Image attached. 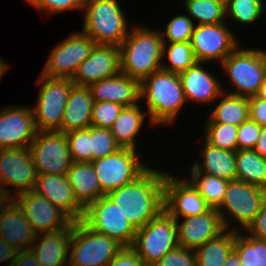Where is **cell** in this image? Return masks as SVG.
Listing matches in <instances>:
<instances>
[{
    "label": "cell",
    "instance_id": "39",
    "mask_svg": "<svg viewBox=\"0 0 266 266\" xmlns=\"http://www.w3.org/2000/svg\"><path fill=\"white\" fill-rule=\"evenodd\" d=\"M165 24V29L161 31L163 43H182L191 39L195 24L185 13L178 14ZM168 41V42H167Z\"/></svg>",
    "mask_w": 266,
    "mask_h": 266
},
{
    "label": "cell",
    "instance_id": "52",
    "mask_svg": "<svg viewBox=\"0 0 266 266\" xmlns=\"http://www.w3.org/2000/svg\"><path fill=\"white\" fill-rule=\"evenodd\" d=\"M223 266H241L239 255L234 248L228 254Z\"/></svg>",
    "mask_w": 266,
    "mask_h": 266
},
{
    "label": "cell",
    "instance_id": "29",
    "mask_svg": "<svg viewBox=\"0 0 266 266\" xmlns=\"http://www.w3.org/2000/svg\"><path fill=\"white\" fill-rule=\"evenodd\" d=\"M67 178L75 198L84 208L101 197V186L91 162H73Z\"/></svg>",
    "mask_w": 266,
    "mask_h": 266
},
{
    "label": "cell",
    "instance_id": "11",
    "mask_svg": "<svg viewBox=\"0 0 266 266\" xmlns=\"http://www.w3.org/2000/svg\"><path fill=\"white\" fill-rule=\"evenodd\" d=\"M81 221L90 229L114 239L122 247H131L137 232L108 195L87 205Z\"/></svg>",
    "mask_w": 266,
    "mask_h": 266
},
{
    "label": "cell",
    "instance_id": "4",
    "mask_svg": "<svg viewBox=\"0 0 266 266\" xmlns=\"http://www.w3.org/2000/svg\"><path fill=\"white\" fill-rule=\"evenodd\" d=\"M120 0H84L82 31L97 45L120 46L130 33Z\"/></svg>",
    "mask_w": 266,
    "mask_h": 266
},
{
    "label": "cell",
    "instance_id": "22",
    "mask_svg": "<svg viewBox=\"0 0 266 266\" xmlns=\"http://www.w3.org/2000/svg\"><path fill=\"white\" fill-rule=\"evenodd\" d=\"M34 191L59 207L73 221L82 219L84 207L75 198L67 175H38Z\"/></svg>",
    "mask_w": 266,
    "mask_h": 266
},
{
    "label": "cell",
    "instance_id": "46",
    "mask_svg": "<svg viewBox=\"0 0 266 266\" xmlns=\"http://www.w3.org/2000/svg\"><path fill=\"white\" fill-rule=\"evenodd\" d=\"M244 232L255 239L266 241V202Z\"/></svg>",
    "mask_w": 266,
    "mask_h": 266
},
{
    "label": "cell",
    "instance_id": "58",
    "mask_svg": "<svg viewBox=\"0 0 266 266\" xmlns=\"http://www.w3.org/2000/svg\"><path fill=\"white\" fill-rule=\"evenodd\" d=\"M262 5H263V15H264V13L266 15V0H262Z\"/></svg>",
    "mask_w": 266,
    "mask_h": 266
},
{
    "label": "cell",
    "instance_id": "12",
    "mask_svg": "<svg viewBox=\"0 0 266 266\" xmlns=\"http://www.w3.org/2000/svg\"><path fill=\"white\" fill-rule=\"evenodd\" d=\"M37 175H67L73 161L62 131H37L29 146Z\"/></svg>",
    "mask_w": 266,
    "mask_h": 266
},
{
    "label": "cell",
    "instance_id": "45",
    "mask_svg": "<svg viewBox=\"0 0 266 266\" xmlns=\"http://www.w3.org/2000/svg\"><path fill=\"white\" fill-rule=\"evenodd\" d=\"M83 2L84 0H38L33 7L46 15H58L71 10L82 11Z\"/></svg>",
    "mask_w": 266,
    "mask_h": 266
},
{
    "label": "cell",
    "instance_id": "53",
    "mask_svg": "<svg viewBox=\"0 0 266 266\" xmlns=\"http://www.w3.org/2000/svg\"><path fill=\"white\" fill-rule=\"evenodd\" d=\"M258 98H260L262 101H266V78L261 85L260 91L257 95Z\"/></svg>",
    "mask_w": 266,
    "mask_h": 266
},
{
    "label": "cell",
    "instance_id": "30",
    "mask_svg": "<svg viewBox=\"0 0 266 266\" xmlns=\"http://www.w3.org/2000/svg\"><path fill=\"white\" fill-rule=\"evenodd\" d=\"M216 101L219 103L211 109L205 123H225L239 126L249 118L248 97L223 92Z\"/></svg>",
    "mask_w": 266,
    "mask_h": 266
},
{
    "label": "cell",
    "instance_id": "43",
    "mask_svg": "<svg viewBox=\"0 0 266 266\" xmlns=\"http://www.w3.org/2000/svg\"><path fill=\"white\" fill-rule=\"evenodd\" d=\"M153 266H197L195 250L179 245L167 252Z\"/></svg>",
    "mask_w": 266,
    "mask_h": 266
},
{
    "label": "cell",
    "instance_id": "38",
    "mask_svg": "<svg viewBox=\"0 0 266 266\" xmlns=\"http://www.w3.org/2000/svg\"><path fill=\"white\" fill-rule=\"evenodd\" d=\"M203 140L210 145L229 151L237 150L238 126L225 123H205Z\"/></svg>",
    "mask_w": 266,
    "mask_h": 266
},
{
    "label": "cell",
    "instance_id": "18",
    "mask_svg": "<svg viewBox=\"0 0 266 266\" xmlns=\"http://www.w3.org/2000/svg\"><path fill=\"white\" fill-rule=\"evenodd\" d=\"M37 133L32 106L16 104L0 110V149L29 147Z\"/></svg>",
    "mask_w": 266,
    "mask_h": 266
},
{
    "label": "cell",
    "instance_id": "34",
    "mask_svg": "<svg viewBox=\"0 0 266 266\" xmlns=\"http://www.w3.org/2000/svg\"><path fill=\"white\" fill-rule=\"evenodd\" d=\"M187 178L211 208L221 206L229 181L205 173H191Z\"/></svg>",
    "mask_w": 266,
    "mask_h": 266
},
{
    "label": "cell",
    "instance_id": "32",
    "mask_svg": "<svg viewBox=\"0 0 266 266\" xmlns=\"http://www.w3.org/2000/svg\"><path fill=\"white\" fill-rule=\"evenodd\" d=\"M235 230H224L195 250L197 266H223L234 248Z\"/></svg>",
    "mask_w": 266,
    "mask_h": 266
},
{
    "label": "cell",
    "instance_id": "56",
    "mask_svg": "<svg viewBox=\"0 0 266 266\" xmlns=\"http://www.w3.org/2000/svg\"><path fill=\"white\" fill-rule=\"evenodd\" d=\"M214 1H216V2H218V3H221V4H223L224 6H227V5H228V2H229V0H214Z\"/></svg>",
    "mask_w": 266,
    "mask_h": 266
},
{
    "label": "cell",
    "instance_id": "20",
    "mask_svg": "<svg viewBox=\"0 0 266 266\" xmlns=\"http://www.w3.org/2000/svg\"><path fill=\"white\" fill-rule=\"evenodd\" d=\"M175 220L179 245L187 249L196 250L225 230L215 208L199 215Z\"/></svg>",
    "mask_w": 266,
    "mask_h": 266
},
{
    "label": "cell",
    "instance_id": "26",
    "mask_svg": "<svg viewBox=\"0 0 266 266\" xmlns=\"http://www.w3.org/2000/svg\"><path fill=\"white\" fill-rule=\"evenodd\" d=\"M200 155L202 161L191 165L189 173H205L227 181L236 180V151H229L214 147L202 139Z\"/></svg>",
    "mask_w": 266,
    "mask_h": 266
},
{
    "label": "cell",
    "instance_id": "2",
    "mask_svg": "<svg viewBox=\"0 0 266 266\" xmlns=\"http://www.w3.org/2000/svg\"><path fill=\"white\" fill-rule=\"evenodd\" d=\"M140 99H146L150 126L157 127L173 124L187 104L179 73L163 69L140 82Z\"/></svg>",
    "mask_w": 266,
    "mask_h": 266
},
{
    "label": "cell",
    "instance_id": "42",
    "mask_svg": "<svg viewBox=\"0 0 266 266\" xmlns=\"http://www.w3.org/2000/svg\"><path fill=\"white\" fill-rule=\"evenodd\" d=\"M124 106L116 102L94 101L91 112V125L110 129L115 119L119 116Z\"/></svg>",
    "mask_w": 266,
    "mask_h": 266
},
{
    "label": "cell",
    "instance_id": "50",
    "mask_svg": "<svg viewBox=\"0 0 266 266\" xmlns=\"http://www.w3.org/2000/svg\"><path fill=\"white\" fill-rule=\"evenodd\" d=\"M18 250L5 242L3 239H0V263L8 262L7 266H10L12 261L16 258Z\"/></svg>",
    "mask_w": 266,
    "mask_h": 266
},
{
    "label": "cell",
    "instance_id": "23",
    "mask_svg": "<svg viewBox=\"0 0 266 266\" xmlns=\"http://www.w3.org/2000/svg\"><path fill=\"white\" fill-rule=\"evenodd\" d=\"M36 236L19 204L11 199L0 211V239L20 251L30 249Z\"/></svg>",
    "mask_w": 266,
    "mask_h": 266
},
{
    "label": "cell",
    "instance_id": "54",
    "mask_svg": "<svg viewBox=\"0 0 266 266\" xmlns=\"http://www.w3.org/2000/svg\"><path fill=\"white\" fill-rule=\"evenodd\" d=\"M9 64L0 58V80L2 79L3 75L7 72L9 69Z\"/></svg>",
    "mask_w": 266,
    "mask_h": 266
},
{
    "label": "cell",
    "instance_id": "13",
    "mask_svg": "<svg viewBox=\"0 0 266 266\" xmlns=\"http://www.w3.org/2000/svg\"><path fill=\"white\" fill-rule=\"evenodd\" d=\"M96 43L82 30L70 34L50 52L40 73L50 78L72 79L78 66L90 55Z\"/></svg>",
    "mask_w": 266,
    "mask_h": 266
},
{
    "label": "cell",
    "instance_id": "51",
    "mask_svg": "<svg viewBox=\"0 0 266 266\" xmlns=\"http://www.w3.org/2000/svg\"><path fill=\"white\" fill-rule=\"evenodd\" d=\"M254 150L262 157L266 158V127H262L261 135L259 136Z\"/></svg>",
    "mask_w": 266,
    "mask_h": 266
},
{
    "label": "cell",
    "instance_id": "33",
    "mask_svg": "<svg viewBox=\"0 0 266 266\" xmlns=\"http://www.w3.org/2000/svg\"><path fill=\"white\" fill-rule=\"evenodd\" d=\"M182 3L195 25L226 22V6L221 3L214 0H183Z\"/></svg>",
    "mask_w": 266,
    "mask_h": 266
},
{
    "label": "cell",
    "instance_id": "41",
    "mask_svg": "<svg viewBox=\"0 0 266 266\" xmlns=\"http://www.w3.org/2000/svg\"><path fill=\"white\" fill-rule=\"evenodd\" d=\"M120 149L110 129L98 128L91 125L92 161L106 157Z\"/></svg>",
    "mask_w": 266,
    "mask_h": 266
},
{
    "label": "cell",
    "instance_id": "21",
    "mask_svg": "<svg viewBox=\"0 0 266 266\" xmlns=\"http://www.w3.org/2000/svg\"><path fill=\"white\" fill-rule=\"evenodd\" d=\"M205 63L196 62L187 70L179 73L185 98L195 104L210 105L223 93L220 79L204 68Z\"/></svg>",
    "mask_w": 266,
    "mask_h": 266
},
{
    "label": "cell",
    "instance_id": "31",
    "mask_svg": "<svg viewBox=\"0 0 266 266\" xmlns=\"http://www.w3.org/2000/svg\"><path fill=\"white\" fill-rule=\"evenodd\" d=\"M236 179L266 189V158L254 149L236 150Z\"/></svg>",
    "mask_w": 266,
    "mask_h": 266
},
{
    "label": "cell",
    "instance_id": "7",
    "mask_svg": "<svg viewBox=\"0 0 266 266\" xmlns=\"http://www.w3.org/2000/svg\"><path fill=\"white\" fill-rule=\"evenodd\" d=\"M266 202V189L255 185L247 184L244 181H229L226 194L221 206L217 209L220 219L226 230L243 231L253 221L254 217L261 210ZM234 218L238 226L231 227L230 218ZM230 219V220H229Z\"/></svg>",
    "mask_w": 266,
    "mask_h": 266
},
{
    "label": "cell",
    "instance_id": "19",
    "mask_svg": "<svg viewBox=\"0 0 266 266\" xmlns=\"http://www.w3.org/2000/svg\"><path fill=\"white\" fill-rule=\"evenodd\" d=\"M121 72L120 49L115 45H95L72 77L74 85L89 86Z\"/></svg>",
    "mask_w": 266,
    "mask_h": 266
},
{
    "label": "cell",
    "instance_id": "1",
    "mask_svg": "<svg viewBox=\"0 0 266 266\" xmlns=\"http://www.w3.org/2000/svg\"><path fill=\"white\" fill-rule=\"evenodd\" d=\"M166 170L151 168L137 179L107 195L124 217L138 229L155 218L163 209Z\"/></svg>",
    "mask_w": 266,
    "mask_h": 266
},
{
    "label": "cell",
    "instance_id": "6",
    "mask_svg": "<svg viewBox=\"0 0 266 266\" xmlns=\"http://www.w3.org/2000/svg\"><path fill=\"white\" fill-rule=\"evenodd\" d=\"M121 249L114 239L90 229L81 220L74 221L68 266H107Z\"/></svg>",
    "mask_w": 266,
    "mask_h": 266
},
{
    "label": "cell",
    "instance_id": "40",
    "mask_svg": "<svg viewBox=\"0 0 266 266\" xmlns=\"http://www.w3.org/2000/svg\"><path fill=\"white\" fill-rule=\"evenodd\" d=\"M73 162H92L91 126L65 133Z\"/></svg>",
    "mask_w": 266,
    "mask_h": 266
},
{
    "label": "cell",
    "instance_id": "44",
    "mask_svg": "<svg viewBox=\"0 0 266 266\" xmlns=\"http://www.w3.org/2000/svg\"><path fill=\"white\" fill-rule=\"evenodd\" d=\"M262 127L248 118L238 126L237 150L254 149Z\"/></svg>",
    "mask_w": 266,
    "mask_h": 266
},
{
    "label": "cell",
    "instance_id": "47",
    "mask_svg": "<svg viewBox=\"0 0 266 266\" xmlns=\"http://www.w3.org/2000/svg\"><path fill=\"white\" fill-rule=\"evenodd\" d=\"M107 266H145L131 247H122Z\"/></svg>",
    "mask_w": 266,
    "mask_h": 266
},
{
    "label": "cell",
    "instance_id": "10",
    "mask_svg": "<svg viewBox=\"0 0 266 266\" xmlns=\"http://www.w3.org/2000/svg\"><path fill=\"white\" fill-rule=\"evenodd\" d=\"M139 153L138 150L120 148L91 162L101 186V196L134 181L150 167Z\"/></svg>",
    "mask_w": 266,
    "mask_h": 266
},
{
    "label": "cell",
    "instance_id": "48",
    "mask_svg": "<svg viewBox=\"0 0 266 266\" xmlns=\"http://www.w3.org/2000/svg\"><path fill=\"white\" fill-rule=\"evenodd\" d=\"M249 118L261 127H266V101L257 96L249 97Z\"/></svg>",
    "mask_w": 266,
    "mask_h": 266
},
{
    "label": "cell",
    "instance_id": "25",
    "mask_svg": "<svg viewBox=\"0 0 266 266\" xmlns=\"http://www.w3.org/2000/svg\"><path fill=\"white\" fill-rule=\"evenodd\" d=\"M72 224L65 229L37 234L31 246L40 266H68Z\"/></svg>",
    "mask_w": 266,
    "mask_h": 266
},
{
    "label": "cell",
    "instance_id": "5",
    "mask_svg": "<svg viewBox=\"0 0 266 266\" xmlns=\"http://www.w3.org/2000/svg\"><path fill=\"white\" fill-rule=\"evenodd\" d=\"M241 47L239 45L219 65L223 68L224 75H228L230 86L234 88V90L222 89L223 92L249 98L258 95L266 78V66L259 47L258 49Z\"/></svg>",
    "mask_w": 266,
    "mask_h": 266
},
{
    "label": "cell",
    "instance_id": "28",
    "mask_svg": "<svg viewBox=\"0 0 266 266\" xmlns=\"http://www.w3.org/2000/svg\"><path fill=\"white\" fill-rule=\"evenodd\" d=\"M141 103L133 106H124L119 116L115 119L110 131L120 148L137 150L136 138L140 133L148 112L142 111Z\"/></svg>",
    "mask_w": 266,
    "mask_h": 266
},
{
    "label": "cell",
    "instance_id": "9",
    "mask_svg": "<svg viewBox=\"0 0 266 266\" xmlns=\"http://www.w3.org/2000/svg\"><path fill=\"white\" fill-rule=\"evenodd\" d=\"M39 93L32 106L37 131H54L61 128V121L73 81L68 78L38 76Z\"/></svg>",
    "mask_w": 266,
    "mask_h": 266
},
{
    "label": "cell",
    "instance_id": "37",
    "mask_svg": "<svg viewBox=\"0 0 266 266\" xmlns=\"http://www.w3.org/2000/svg\"><path fill=\"white\" fill-rule=\"evenodd\" d=\"M226 16L241 25H253L263 19L262 0H229Z\"/></svg>",
    "mask_w": 266,
    "mask_h": 266
},
{
    "label": "cell",
    "instance_id": "35",
    "mask_svg": "<svg viewBox=\"0 0 266 266\" xmlns=\"http://www.w3.org/2000/svg\"><path fill=\"white\" fill-rule=\"evenodd\" d=\"M243 231H235L234 249L241 266H266V241L255 239Z\"/></svg>",
    "mask_w": 266,
    "mask_h": 266
},
{
    "label": "cell",
    "instance_id": "3",
    "mask_svg": "<svg viewBox=\"0 0 266 266\" xmlns=\"http://www.w3.org/2000/svg\"><path fill=\"white\" fill-rule=\"evenodd\" d=\"M128 36L120 44L121 73L140 82L162 69L163 40L160 29L145 25L130 26Z\"/></svg>",
    "mask_w": 266,
    "mask_h": 266
},
{
    "label": "cell",
    "instance_id": "8",
    "mask_svg": "<svg viewBox=\"0 0 266 266\" xmlns=\"http://www.w3.org/2000/svg\"><path fill=\"white\" fill-rule=\"evenodd\" d=\"M177 246L179 242L176 220L163 209L155 218L137 229L131 248L145 266H153Z\"/></svg>",
    "mask_w": 266,
    "mask_h": 266
},
{
    "label": "cell",
    "instance_id": "27",
    "mask_svg": "<svg viewBox=\"0 0 266 266\" xmlns=\"http://www.w3.org/2000/svg\"><path fill=\"white\" fill-rule=\"evenodd\" d=\"M94 100L88 86L73 85L58 131L87 129L91 126V112Z\"/></svg>",
    "mask_w": 266,
    "mask_h": 266
},
{
    "label": "cell",
    "instance_id": "14",
    "mask_svg": "<svg viewBox=\"0 0 266 266\" xmlns=\"http://www.w3.org/2000/svg\"><path fill=\"white\" fill-rule=\"evenodd\" d=\"M233 28H228L226 22L219 24L195 25L190 44L197 62L222 61L239 45H242L234 34Z\"/></svg>",
    "mask_w": 266,
    "mask_h": 266
},
{
    "label": "cell",
    "instance_id": "57",
    "mask_svg": "<svg viewBox=\"0 0 266 266\" xmlns=\"http://www.w3.org/2000/svg\"><path fill=\"white\" fill-rule=\"evenodd\" d=\"M261 53H262V56L264 58V62H265V66H266V49L265 50L261 49Z\"/></svg>",
    "mask_w": 266,
    "mask_h": 266
},
{
    "label": "cell",
    "instance_id": "15",
    "mask_svg": "<svg viewBox=\"0 0 266 266\" xmlns=\"http://www.w3.org/2000/svg\"><path fill=\"white\" fill-rule=\"evenodd\" d=\"M37 176L29 147L0 149V184L11 199L34 190Z\"/></svg>",
    "mask_w": 266,
    "mask_h": 266
},
{
    "label": "cell",
    "instance_id": "49",
    "mask_svg": "<svg viewBox=\"0 0 266 266\" xmlns=\"http://www.w3.org/2000/svg\"><path fill=\"white\" fill-rule=\"evenodd\" d=\"M10 266H40L31 249L20 250Z\"/></svg>",
    "mask_w": 266,
    "mask_h": 266
},
{
    "label": "cell",
    "instance_id": "24",
    "mask_svg": "<svg viewBox=\"0 0 266 266\" xmlns=\"http://www.w3.org/2000/svg\"><path fill=\"white\" fill-rule=\"evenodd\" d=\"M88 87L93 100L97 102H116L123 106H133L141 102L140 81L121 72L94 82Z\"/></svg>",
    "mask_w": 266,
    "mask_h": 266
},
{
    "label": "cell",
    "instance_id": "16",
    "mask_svg": "<svg viewBox=\"0 0 266 266\" xmlns=\"http://www.w3.org/2000/svg\"><path fill=\"white\" fill-rule=\"evenodd\" d=\"M165 172L164 210L180 219L205 213L211 209L194 185L185 177Z\"/></svg>",
    "mask_w": 266,
    "mask_h": 266
},
{
    "label": "cell",
    "instance_id": "55",
    "mask_svg": "<svg viewBox=\"0 0 266 266\" xmlns=\"http://www.w3.org/2000/svg\"><path fill=\"white\" fill-rule=\"evenodd\" d=\"M25 1L27 2V4H29L32 7L38 2V0H25Z\"/></svg>",
    "mask_w": 266,
    "mask_h": 266
},
{
    "label": "cell",
    "instance_id": "36",
    "mask_svg": "<svg viewBox=\"0 0 266 266\" xmlns=\"http://www.w3.org/2000/svg\"><path fill=\"white\" fill-rule=\"evenodd\" d=\"M162 59V69L174 73H181L197 62L190 41L163 43Z\"/></svg>",
    "mask_w": 266,
    "mask_h": 266
},
{
    "label": "cell",
    "instance_id": "17",
    "mask_svg": "<svg viewBox=\"0 0 266 266\" xmlns=\"http://www.w3.org/2000/svg\"><path fill=\"white\" fill-rule=\"evenodd\" d=\"M13 199L37 234L56 232L68 228L74 222L64 211L34 190Z\"/></svg>",
    "mask_w": 266,
    "mask_h": 266
}]
</instances>
